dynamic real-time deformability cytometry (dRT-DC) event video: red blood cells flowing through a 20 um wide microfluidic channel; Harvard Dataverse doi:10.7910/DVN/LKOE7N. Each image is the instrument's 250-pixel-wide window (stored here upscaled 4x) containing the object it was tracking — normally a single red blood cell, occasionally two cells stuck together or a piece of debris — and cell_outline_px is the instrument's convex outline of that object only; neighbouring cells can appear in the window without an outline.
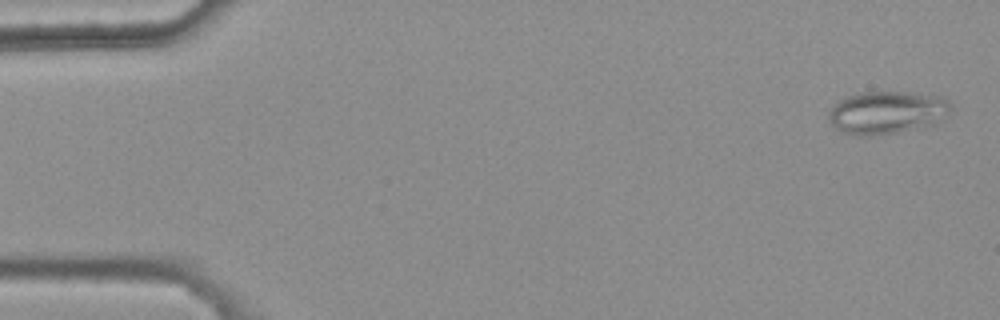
{"species": "common noctule bat (a hibernating species)", "species_latin": "Nyctalus noctula", "temperature_condition": "warm", "stored_images_in_passage": 10, "camera_frame_rate_fps": 3000, "um_per_image_px": 0.085, "animal": {"sex": "female", "body_mass_g": 25.1}, "frame": {"image": 1, "passage_image": 2, "time_ms": 0.333, "image_size_px": [1000, 320], "cell_outline_px": [[952, 108], [936, 124], [900, 132], [872, 136], [856, 136], [844, 132], [836, 128], [828, 120], [828, 112], [844, 96], [864, 92], [912, 92], [940, 96], [948, 100], [952, 104]], "centroid_in_image_um": [75.4, 9.56], "position_along_channel_um": 9.6, "area_um2": 30.69}}